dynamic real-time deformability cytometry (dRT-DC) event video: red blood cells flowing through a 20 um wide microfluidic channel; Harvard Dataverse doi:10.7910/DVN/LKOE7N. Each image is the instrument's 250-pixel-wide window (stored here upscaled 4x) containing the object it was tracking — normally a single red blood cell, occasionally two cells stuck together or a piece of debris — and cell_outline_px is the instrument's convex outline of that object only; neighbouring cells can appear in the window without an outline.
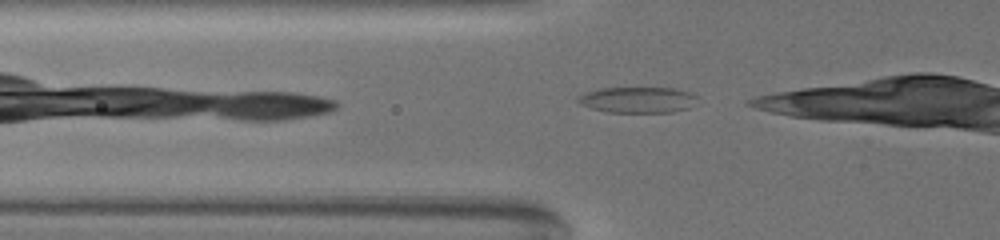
{"species": "common noctule bat (a hibernating species)", "species_latin": "Nyctalus noctula", "temperature_condition": "warm", "stored_images_in_passage": 13, "camera_frame_rate_fps": 3000, "um_per_image_px": 0.085, "animal": {"sex": "female", "body_mass_g": 19.5, "forearm_length_mm": 54.1}, "frame": {"image": 1, "passage_image": 2, "time_ms": 0.333, "image_size_px": [1000, 240], "cell_outline_px": [[692, 96], [688, 108], [668, 112], [608, 112], [592, 108], [580, 104], [576, 100], [580, 96], [588, 92], [604, 88], [672, 88], [684, 92]], "centroid_in_image_um": [54.07, 8.49], "position_along_channel_um": 71.7, "area_um2": 17.11}}
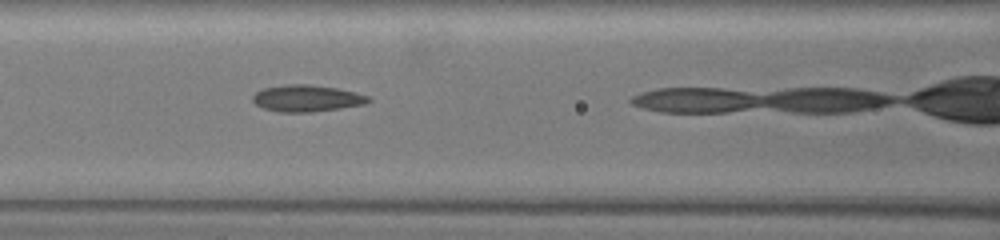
{"frame": {"image": 2, "passage_image": 9, "time_ms": 2.667, "image_size_px": [1000, 240], "cell_outline_px": [[372, 100], [360, 104], [336, 108], [308, 112], [280, 112], [264, 108], [256, 104], [252, 100], [252, 96], [256, 92], [264, 88], [284, 84], [308, 84], [336, 88], [368, 96]], "centroid_in_image_um": [25.99, 8.34], "position_along_channel_um": 140.6, "area_um2": 17.51}}
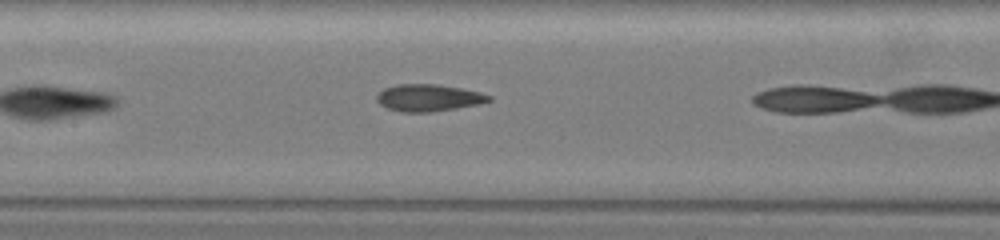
{"frame": {"image": 3, "passage_image": 12, "time_ms": 3.667, "image_size_px": [1000, 240], "cell_outline_px": [[492, 100], [476, 104], [432, 112], [400, 112], [388, 108], [380, 104], [376, 100], [376, 96], [384, 88], [396, 84], [436, 84], [460, 88], [492, 96]], "centroid_in_image_um": [36.36, 8.31], "position_along_channel_um": 171.0, "area_um2": 17.4}}